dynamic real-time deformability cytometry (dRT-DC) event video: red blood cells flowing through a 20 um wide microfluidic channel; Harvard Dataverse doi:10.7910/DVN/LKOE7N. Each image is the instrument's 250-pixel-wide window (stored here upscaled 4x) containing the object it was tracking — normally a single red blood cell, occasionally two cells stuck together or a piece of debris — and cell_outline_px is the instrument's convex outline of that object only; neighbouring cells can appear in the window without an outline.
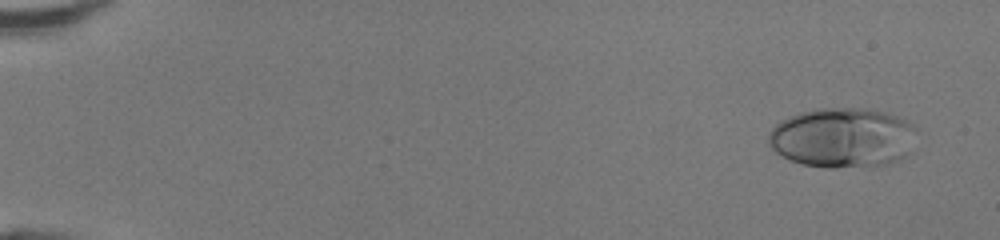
{"species": "human", "species_latin": "Homo sapiens", "temperature_condition": "room temperature", "stored_images_in_passage": 48, "camera_frame_rate_fps": 3000, "um_per_image_px": 0.085, "donor": {"sex": "female"}, "frame": {"image": 1, "passage_image": 3, "time_ms": 0.667, "image_size_px": [1000, 240], "cell_outline_px": [[916, 128], [904, 156], [900, 160], [888, 164], [832, 168], [828, 168], [804, 164], [792, 160], [776, 152], [768, 144], [768, 132], [780, 120], [788, 116], [800, 112], [816, 108], [868, 108], [884, 112], [908, 120]], "centroid_in_image_um": [71.57, 11.68], "position_along_channel_um": 13.4, "area_um2": 51.44}}
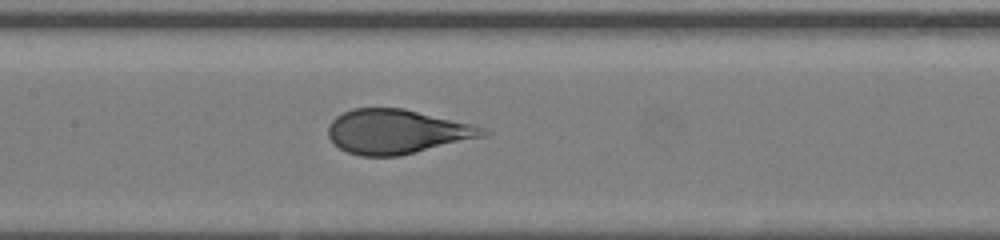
{"frame": {"image": 2, "passage_image": 25, "time_ms": 8.0, "image_size_px": [1000, 240], "cell_outline_px": [[492, 132], [484, 136], [400, 156], [360, 156], [348, 152], [340, 148], [328, 136], [328, 124], [336, 116], [352, 108], [404, 108], [472, 124], [484, 128]], "centroid_in_image_um": [33.73, 11.18], "position_along_channel_um": 173.7, "area_um2": 39.88}}
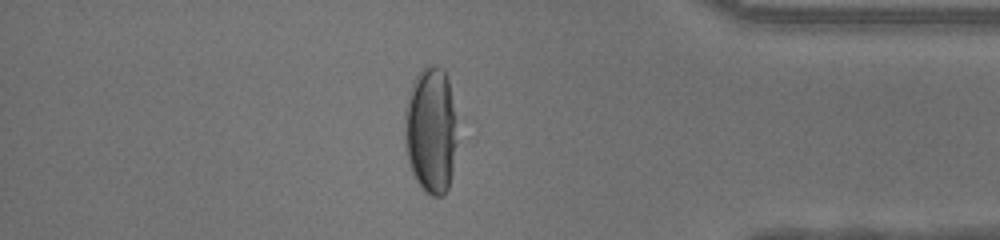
{"frame": {"image": 3, "passage_image": 42, "time_ms": 13.667, "image_size_px": [1000, 240], "cell_outline_px": [[456, 144], [452, 172], [448, 188], [444, 196], [432, 196], [424, 192], [416, 180], [408, 164], [404, 144], [404, 112], [408, 92], [412, 80], [424, 68], [432, 64], [436, 64], [444, 68], [448, 80], [452, 104], [456, 140]], "centroid_in_image_um": [36.58, 11.09], "position_along_channel_um": 398.6, "area_um2": 39.02}, "authors_computed_cell_mechanics": {"area_um2": 42.8009, "velocity_mm_per_s": 4.3305, "shape_relaxation_time_tau1_ms": 5.2691, "shape_relaxation_time_tau2_ms": null, "deformation_change_tau1": 0.2484, "deformation_change_tau2": null}}